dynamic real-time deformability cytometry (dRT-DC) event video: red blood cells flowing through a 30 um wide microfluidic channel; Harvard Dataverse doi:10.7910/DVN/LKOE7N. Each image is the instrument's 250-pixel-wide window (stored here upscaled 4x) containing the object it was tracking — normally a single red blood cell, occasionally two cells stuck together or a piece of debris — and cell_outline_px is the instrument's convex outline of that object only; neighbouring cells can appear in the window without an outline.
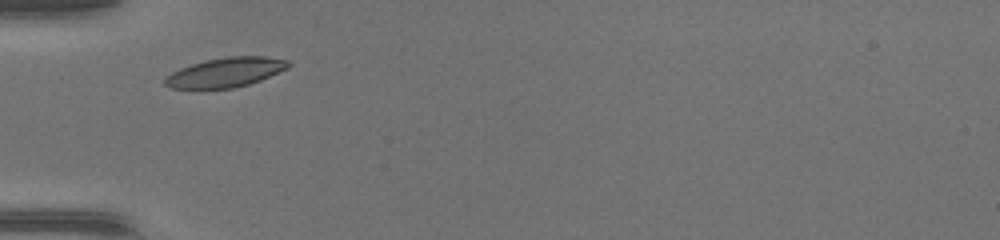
{"species": "common noctule bat (a hibernating species)", "species_latin": "Nyctalus noctula", "temperature_condition": "warm", "stored_images_in_passage": 21, "camera_frame_rate_fps": 3000, "um_per_image_px": 0.085, "animal": {"sex": "female", "body_mass_g": 17.0, "forearm_length_mm": 48.0}, "frame": {"image": 1, "passage_image": 1, "time_ms": 0.0, "image_size_px": [1000, 240], "cell_outline_px": [[292, 64], [288, 68], [260, 80], [248, 84], [232, 88], [172, 88], [164, 84], [164, 80], [172, 72], [180, 68], [204, 60], [228, 56], [264, 56], [288, 60]], "centroid_in_image_um": [19.2, 6.13], "position_along_channel_um": 65.8, "area_um2": 21.04}}